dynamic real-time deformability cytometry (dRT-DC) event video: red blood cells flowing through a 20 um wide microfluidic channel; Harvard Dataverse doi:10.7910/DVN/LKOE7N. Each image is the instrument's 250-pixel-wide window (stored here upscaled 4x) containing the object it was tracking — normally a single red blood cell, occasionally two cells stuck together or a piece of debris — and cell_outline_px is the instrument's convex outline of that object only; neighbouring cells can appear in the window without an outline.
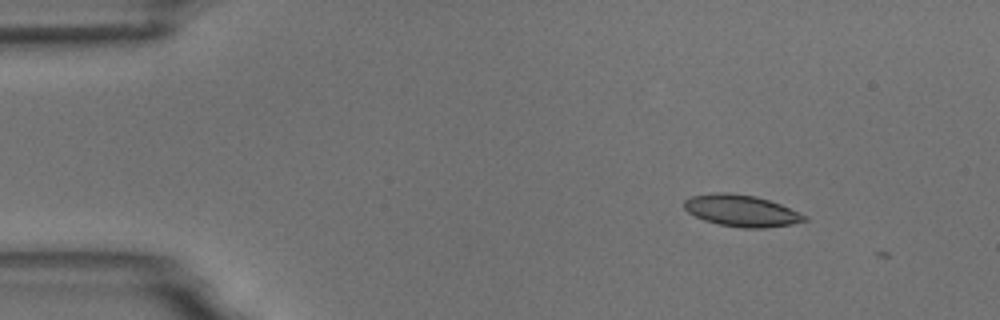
{"species": "common noctule bat (a hibernating species)", "species_latin": "Nyctalus noctula", "temperature_condition": "room temperature", "stored_images_in_passage": 5, "camera_frame_rate_fps": 3000, "um_per_image_px": 0.085, "animal": {"sex": "male", "body_mass_g": 18.8}, "frame": {"image": 1, "passage_image": 2, "time_ms": 0.667, "image_size_px": [1000, 320], "cell_outline_px": [[808, 220], [792, 224], [764, 228], [744, 228], [720, 224], [704, 220], [688, 212], [684, 208], [684, 200], [692, 196], [716, 192], [724, 192], [756, 196], [780, 204], [808, 216]], "centroid_in_image_um": [63.03, 17.91], "position_along_channel_um": 22.0, "area_um2": 22.02}}